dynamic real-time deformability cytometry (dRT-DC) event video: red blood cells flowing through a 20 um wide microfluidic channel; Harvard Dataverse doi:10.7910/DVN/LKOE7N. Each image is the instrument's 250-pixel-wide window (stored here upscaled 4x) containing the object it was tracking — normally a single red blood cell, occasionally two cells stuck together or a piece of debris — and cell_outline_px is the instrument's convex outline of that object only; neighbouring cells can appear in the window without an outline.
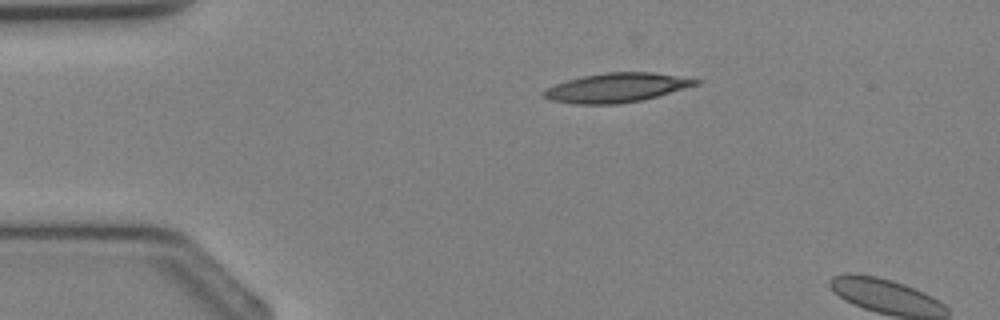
{"species": "Egyptian fruit bat (a non-hibernating species)", "species_latin": "Rousettus aegyptiacus", "temperature_condition": "cold", "stored_images_in_passage": 2, "camera_frame_rate_fps": 3000, "um_per_image_px": 0.085, "animal": {"sex": "female"}, "frame": {"image": 1, "passage_image": 1, "time_ms": 0.0, "image_size_px": [1000, 320], "cell_outline_px": [[704, 80], [700, 84], [644, 100], [616, 104], [576, 104], [548, 100], [540, 92], [556, 84], [568, 80], [584, 76], [604, 72], [652, 72]], "centroid_in_image_um": [52.44, 7.46], "position_along_channel_um": 32.6, "area_um2": 25.95}}